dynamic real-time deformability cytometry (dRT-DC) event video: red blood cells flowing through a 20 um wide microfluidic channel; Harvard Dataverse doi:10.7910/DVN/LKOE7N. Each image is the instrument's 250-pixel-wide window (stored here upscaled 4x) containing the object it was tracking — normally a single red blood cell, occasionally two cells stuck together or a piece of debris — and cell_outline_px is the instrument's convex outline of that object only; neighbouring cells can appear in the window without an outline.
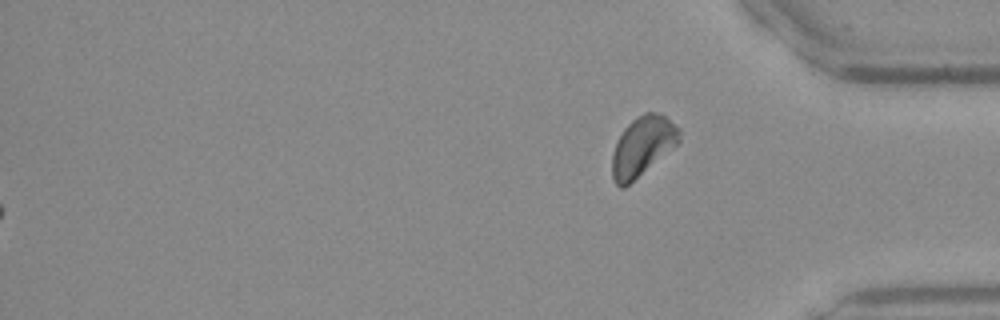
{"species": "Egyptian fruit bat (a non-hibernating species)", "species_latin": "Rousettus aegyptiacus", "temperature_condition": "warm", "stored_images_in_passage": 37, "segment_of_instrument_passage": [2, 2], "camera_frame_rate_fps": 3000, "um_per_image_px": 0.085, "frame": {"image": 1, "passage_image": 37, "time_ms": 12.0, "image_size_px": [1000, 320], "cell_outline_px": [[680, 140], [676, 144], [624, 188], [620, 188], [616, 184], [612, 176], [612, 152], [616, 140], [624, 128], [636, 116], [644, 112], [656, 112], [664, 116], [680, 128]], "centroid_in_image_um": [54.57, 12.4], "position_along_channel_um": 380.6, "area_um2": 22.95}}